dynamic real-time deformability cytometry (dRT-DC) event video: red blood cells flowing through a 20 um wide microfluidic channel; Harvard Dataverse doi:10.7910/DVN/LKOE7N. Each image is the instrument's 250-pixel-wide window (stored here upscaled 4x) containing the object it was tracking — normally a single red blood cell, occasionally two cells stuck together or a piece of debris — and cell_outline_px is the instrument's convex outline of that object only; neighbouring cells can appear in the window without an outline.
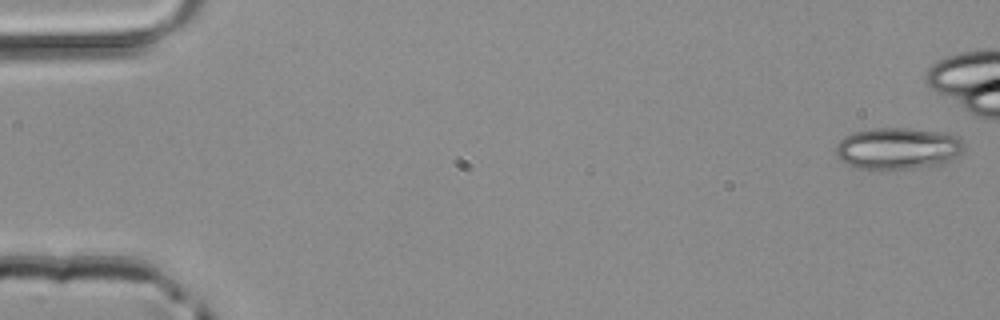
{"species": "common noctule bat (a hibernating species)", "species_latin": "Nyctalus noctula", "temperature_condition": "room temperature", "stored_images_in_passage": 38, "camera_frame_rate_fps": 3000, "um_per_image_px": 0.085, "animal": {"sex": "male", "body_mass_g": 20.4}, "frame": {"image": 1, "passage_image": 1, "time_ms": 0.0, "image_size_px": [1000, 320], "cell_outline_px": [[964, 152], [944, 164], [908, 168], [860, 168], [848, 164], [840, 160], [836, 156], [836, 144], [844, 136], [852, 132], [872, 128], [912, 128], [940, 132], [956, 136], [964, 144]], "centroid_in_image_um": [76.31, 12.6], "position_along_channel_um": 8.7, "area_um2": 31.1}}
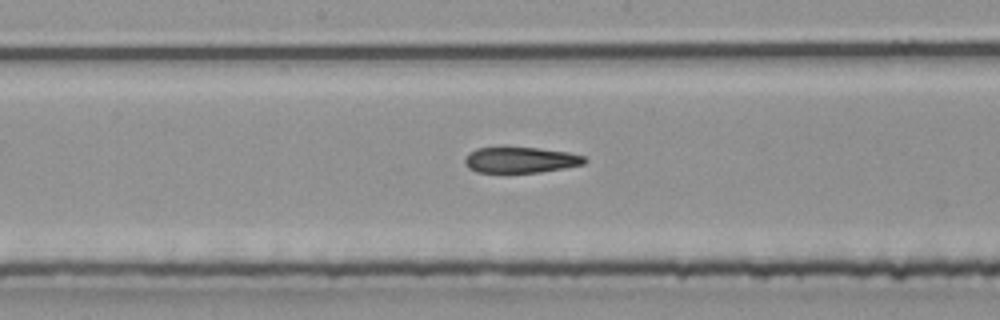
{"frame": {"image": 2, "passage_image": 25, "time_ms": 8.0, "image_size_px": [1000, 320], "cell_outline_px": [[588, 160], [584, 164], [564, 168], [540, 172], [476, 172], [468, 168], [464, 164], [464, 160], [468, 152], [476, 148], [540, 148], [568, 152], [584, 156]], "centroid_in_image_um": [44.24, 13.6], "position_along_channel_um": 204.0, "area_um2": 17.98}}
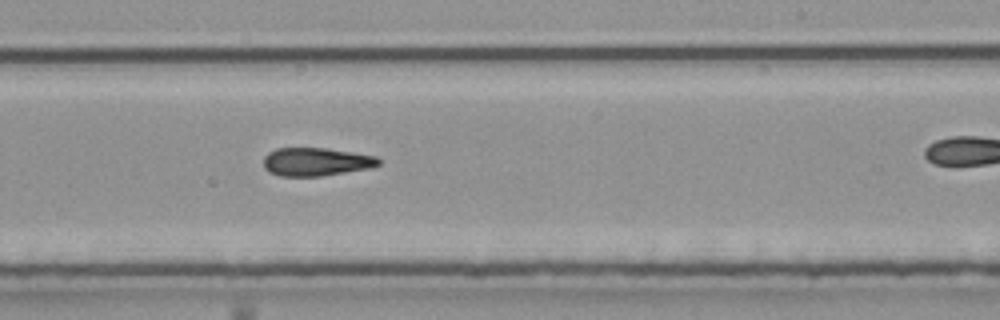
{"frame": {"image": 3, "passage_image": 29, "time_ms": 9.333, "image_size_px": [1000, 320], "cell_outline_px": [[380, 164], [372, 168], [320, 176], [280, 176], [268, 172], [264, 168], [264, 156], [268, 152], [276, 148], [324, 148], [352, 152], [376, 156], [380, 160]], "centroid_in_image_um": [26.85, 13.75], "position_along_channel_um": 262.1, "area_um2": 19.02}}